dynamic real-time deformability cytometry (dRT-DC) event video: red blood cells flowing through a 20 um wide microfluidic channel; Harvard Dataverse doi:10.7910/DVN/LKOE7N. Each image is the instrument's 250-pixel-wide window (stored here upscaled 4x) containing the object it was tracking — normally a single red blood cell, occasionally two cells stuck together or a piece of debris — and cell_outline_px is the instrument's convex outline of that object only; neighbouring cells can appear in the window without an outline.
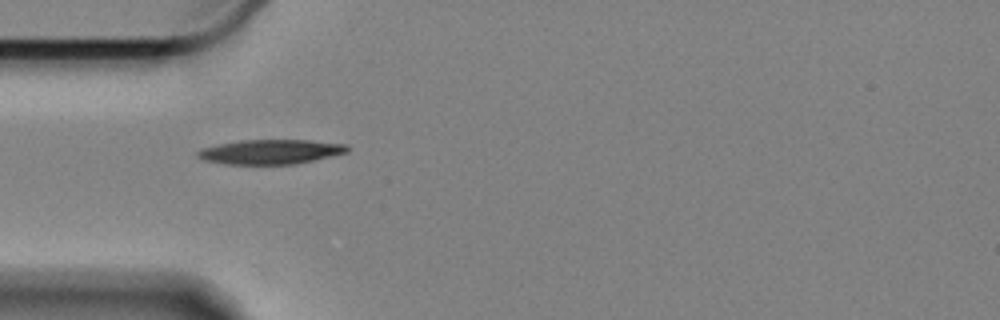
{"species": "Egyptian fruit bat (a non-hibernating species)", "species_latin": "Rousettus aegyptiacus", "temperature_condition": "cold", "stored_images_in_passage": 43, "camera_frame_rate_fps": 3000, "um_per_image_px": 0.085, "animal": {"sex": "female"}, "frame": {"image": 1, "passage_image": 1, "time_ms": 0.0, "image_size_px": [1000, 320], "cell_outline_px": [[348, 152], [332, 156], [292, 164], [228, 164], [204, 160], [196, 156], [196, 152], [200, 148], [216, 144], [240, 140], [308, 140], [348, 144]], "centroid_in_image_um": [22.96, 12.89], "position_along_channel_um": 62.0, "area_um2": 21.44}}
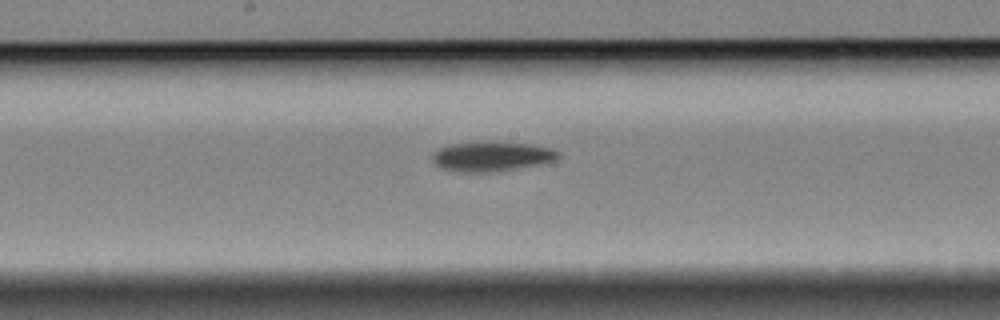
{"frame": {"image": 2, "passage_image": 14, "time_ms": 4.333, "image_size_px": [1000, 320], "cell_outline_px": [[560, 156], [556, 160], [496, 172], [460, 172], [440, 168], [432, 160], [432, 152], [448, 144], [496, 140], [532, 144], [552, 148], [560, 152]], "centroid_in_image_um": [41.78, 13.27], "position_along_channel_um": 206.4, "area_um2": 22.25}}
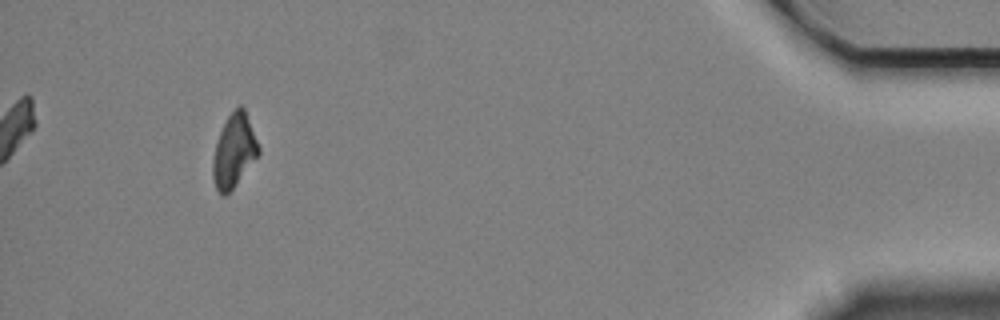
{"frame": {"image": 3, "passage_image": 39, "time_ms": 12.667, "image_size_px": [1000, 320], "cell_outline_px": [[260, 152], [232, 188], [224, 196], [220, 196], [216, 188], [212, 176], [212, 160], [216, 144], [220, 132], [228, 116], [240, 104], [244, 108], [260, 148]], "centroid_in_image_um": [19.87, 12.83], "position_along_channel_um": 415.3, "area_um2": 19.02}, "authors_computed_cell_mechanics": {"area_um2": 20.9814, "velocity_mm_per_s": 3.3274, "shape_relaxation_time_tau1_ms": 5.9259, "shape_relaxation_time_tau2_ms": null, "deformation_change_tau1": 0.1448, "deformation_change_tau2": null}}